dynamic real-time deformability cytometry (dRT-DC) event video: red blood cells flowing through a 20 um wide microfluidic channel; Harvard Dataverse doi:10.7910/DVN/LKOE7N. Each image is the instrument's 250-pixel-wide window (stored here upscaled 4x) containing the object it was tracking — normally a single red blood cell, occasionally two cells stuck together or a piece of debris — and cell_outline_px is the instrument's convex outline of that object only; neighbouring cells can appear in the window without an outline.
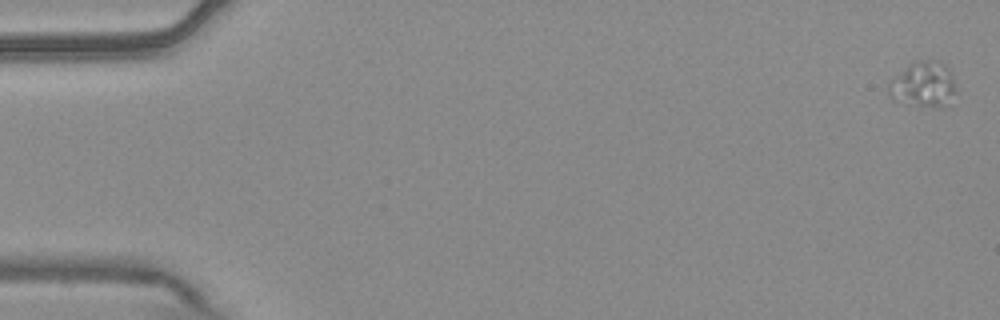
{"species": "common noctule bat (a hibernating species)", "species_latin": "Nyctalus noctula", "temperature_condition": "warm", "stored_images_in_passage": 18, "camera_frame_rate_fps": 3000, "um_per_image_px": 0.085, "animal": {"sex": "male", "body_mass_g": 20.4}, "frame": {"image": 1, "passage_image": 1, "time_ms": 0.0, "image_size_px": [1000, 320], "cell_outline_px": [[956, 92], [948, 104], [940, 108], [920, 108], [892, 100], [888, 92], [888, 84], [912, 60], [932, 60], [944, 64], [948, 68], [952, 76], [956, 88]], "centroid_in_image_um": [78.48, 7.23], "position_along_channel_um": 6.5, "area_um2": 18.32}}
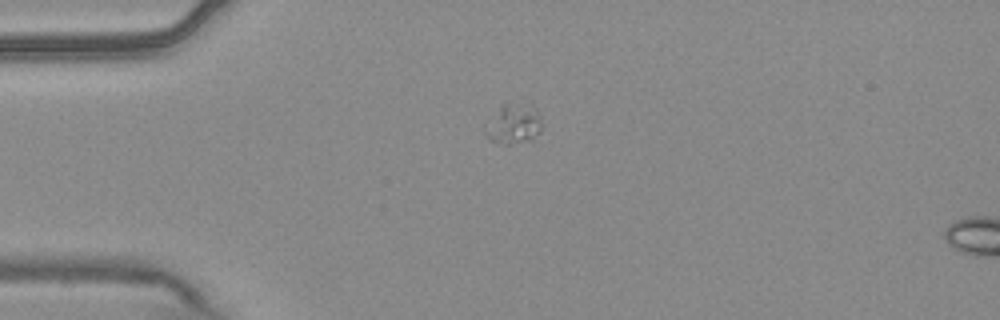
{"frame": {"image": 2, "passage_image": 14, "time_ms": 4.333, "image_size_px": [1000, 320], "cell_outline_px": [[540, 132], [532, 140], [508, 144], [488, 140], [484, 132], [484, 128], [500, 108], [504, 104], [508, 104], [536, 108], [540, 116]], "centroid_in_image_um": [43.65, 10.6], "position_along_channel_um": 41.3, "area_um2": 12.54}}